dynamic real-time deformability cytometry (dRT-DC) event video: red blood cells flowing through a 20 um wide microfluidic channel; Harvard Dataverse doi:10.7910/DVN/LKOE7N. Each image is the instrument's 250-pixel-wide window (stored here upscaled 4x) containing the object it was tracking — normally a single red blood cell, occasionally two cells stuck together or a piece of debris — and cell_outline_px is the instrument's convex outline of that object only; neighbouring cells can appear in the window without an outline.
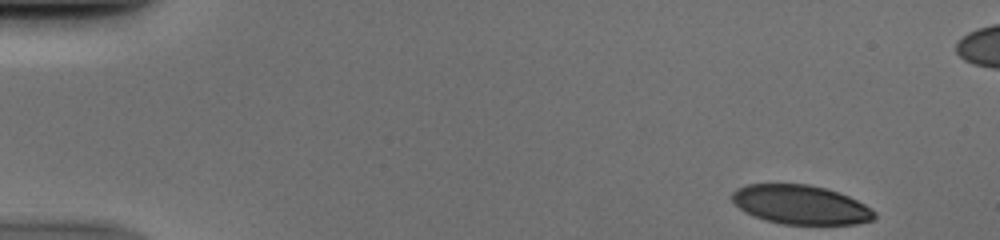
{"species": "human", "species_latin": "Homo sapiens", "temperature_condition": "cold", "stored_images_in_passage": 49, "segment_of_instrument_passage": [1, 2], "camera_frame_rate_fps": 3000, "um_per_image_px": 0.085, "donor": {"sex": "male"}, "frame": {"image": 1, "passage_image": 1, "time_ms": 0.0, "image_size_px": [1000, 240], "cell_outline_px": [[876, 216], [872, 220], [856, 224], [784, 224], [764, 220], [752, 216], [744, 212], [732, 200], [732, 192], [736, 188], [748, 184], [808, 184], [840, 192], [872, 208], [876, 212]], "centroid_in_image_um": [68.05, 17.4], "position_along_channel_um": 17.0, "area_um2": 32.54}}
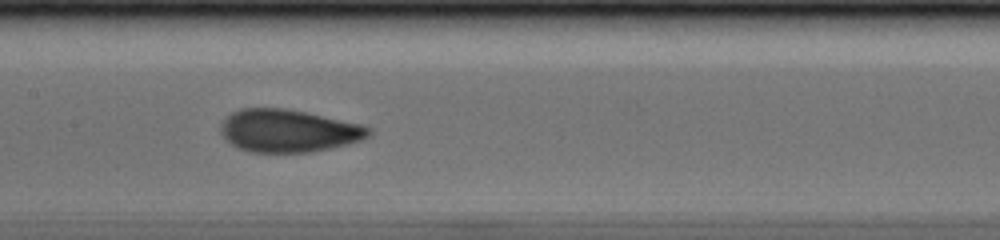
{"frame": {"image": 2, "passage_image": 23, "time_ms": 7.333, "image_size_px": [1000, 240], "cell_outline_px": [[372, 132], [368, 136], [360, 140], [348, 144], [312, 152], [248, 152], [236, 148], [220, 132], [220, 124], [232, 112], [240, 108], [284, 108], [304, 112], [360, 124], [372, 128]], "centroid_in_image_um": [24.49, 11.12], "position_along_channel_um": 182.9, "area_um2": 36.65}}
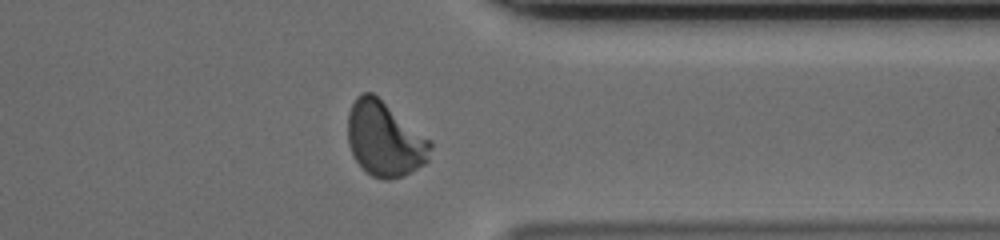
{"frame": {"image": 3, "passage_image": 38, "time_ms": 12.333, "image_size_px": [1000, 240], "cell_outline_px": [[432, 148], [428, 160], [424, 164], [404, 176], [388, 180], [384, 180], [372, 176], [356, 160], [348, 144], [348, 112], [356, 96], [360, 92], [372, 92], [432, 140]], "centroid_in_image_um": [32.71, 11.81], "position_along_channel_um": 378.7, "area_um2": 36.13}}